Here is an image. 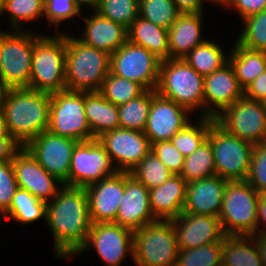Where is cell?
I'll return each instance as SVG.
<instances>
[{"instance_id":"obj_41","label":"cell","mask_w":266,"mask_h":266,"mask_svg":"<svg viewBox=\"0 0 266 266\" xmlns=\"http://www.w3.org/2000/svg\"><path fill=\"white\" fill-rule=\"evenodd\" d=\"M243 21L245 27L237 43L250 50L266 52V9Z\"/></svg>"},{"instance_id":"obj_26","label":"cell","mask_w":266,"mask_h":266,"mask_svg":"<svg viewBox=\"0 0 266 266\" xmlns=\"http://www.w3.org/2000/svg\"><path fill=\"white\" fill-rule=\"evenodd\" d=\"M202 13H181L168 30L170 58H183L202 44Z\"/></svg>"},{"instance_id":"obj_3","label":"cell","mask_w":266,"mask_h":266,"mask_svg":"<svg viewBox=\"0 0 266 266\" xmlns=\"http://www.w3.org/2000/svg\"><path fill=\"white\" fill-rule=\"evenodd\" d=\"M66 90L98 92L110 72V55L66 35Z\"/></svg>"},{"instance_id":"obj_20","label":"cell","mask_w":266,"mask_h":266,"mask_svg":"<svg viewBox=\"0 0 266 266\" xmlns=\"http://www.w3.org/2000/svg\"><path fill=\"white\" fill-rule=\"evenodd\" d=\"M157 221L152 213L149 189L124 172V195L120 202L115 223L132 231Z\"/></svg>"},{"instance_id":"obj_18","label":"cell","mask_w":266,"mask_h":266,"mask_svg":"<svg viewBox=\"0 0 266 266\" xmlns=\"http://www.w3.org/2000/svg\"><path fill=\"white\" fill-rule=\"evenodd\" d=\"M171 221L179 250L222 243L225 237L219 217L216 216L182 213Z\"/></svg>"},{"instance_id":"obj_2","label":"cell","mask_w":266,"mask_h":266,"mask_svg":"<svg viewBox=\"0 0 266 266\" xmlns=\"http://www.w3.org/2000/svg\"><path fill=\"white\" fill-rule=\"evenodd\" d=\"M51 94L11 88L3 105L9 135L22 147L49 128Z\"/></svg>"},{"instance_id":"obj_25","label":"cell","mask_w":266,"mask_h":266,"mask_svg":"<svg viewBox=\"0 0 266 266\" xmlns=\"http://www.w3.org/2000/svg\"><path fill=\"white\" fill-rule=\"evenodd\" d=\"M86 22L82 39L84 44L109 55L128 41L127 28L117 22L102 17L98 12L89 18L83 17Z\"/></svg>"},{"instance_id":"obj_48","label":"cell","mask_w":266,"mask_h":266,"mask_svg":"<svg viewBox=\"0 0 266 266\" xmlns=\"http://www.w3.org/2000/svg\"><path fill=\"white\" fill-rule=\"evenodd\" d=\"M244 96L261 102L266 98V70L244 90Z\"/></svg>"},{"instance_id":"obj_40","label":"cell","mask_w":266,"mask_h":266,"mask_svg":"<svg viewBox=\"0 0 266 266\" xmlns=\"http://www.w3.org/2000/svg\"><path fill=\"white\" fill-rule=\"evenodd\" d=\"M94 11L128 28L139 16V0H100Z\"/></svg>"},{"instance_id":"obj_27","label":"cell","mask_w":266,"mask_h":266,"mask_svg":"<svg viewBox=\"0 0 266 266\" xmlns=\"http://www.w3.org/2000/svg\"><path fill=\"white\" fill-rule=\"evenodd\" d=\"M85 114L88 126L97 139L102 134L120 128L118 105L98 92H85Z\"/></svg>"},{"instance_id":"obj_17","label":"cell","mask_w":266,"mask_h":266,"mask_svg":"<svg viewBox=\"0 0 266 266\" xmlns=\"http://www.w3.org/2000/svg\"><path fill=\"white\" fill-rule=\"evenodd\" d=\"M190 111L173 100L160 96L156 90H152V101L149 115L144 129L150 144L170 141L180 130L190 122L187 113Z\"/></svg>"},{"instance_id":"obj_50","label":"cell","mask_w":266,"mask_h":266,"mask_svg":"<svg viewBox=\"0 0 266 266\" xmlns=\"http://www.w3.org/2000/svg\"><path fill=\"white\" fill-rule=\"evenodd\" d=\"M204 0H173L180 13H202Z\"/></svg>"},{"instance_id":"obj_19","label":"cell","mask_w":266,"mask_h":266,"mask_svg":"<svg viewBox=\"0 0 266 266\" xmlns=\"http://www.w3.org/2000/svg\"><path fill=\"white\" fill-rule=\"evenodd\" d=\"M18 188L27 190L34 197L46 203L48 198H54L59 189L57 183L63 185L58 179L49 174L30 154L22 147L12 160Z\"/></svg>"},{"instance_id":"obj_13","label":"cell","mask_w":266,"mask_h":266,"mask_svg":"<svg viewBox=\"0 0 266 266\" xmlns=\"http://www.w3.org/2000/svg\"><path fill=\"white\" fill-rule=\"evenodd\" d=\"M112 164L98 139L79 142L71 157L68 186L85 188L99 182L117 172Z\"/></svg>"},{"instance_id":"obj_44","label":"cell","mask_w":266,"mask_h":266,"mask_svg":"<svg viewBox=\"0 0 266 266\" xmlns=\"http://www.w3.org/2000/svg\"><path fill=\"white\" fill-rule=\"evenodd\" d=\"M17 189L12 161H0V216L11 207Z\"/></svg>"},{"instance_id":"obj_54","label":"cell","mask_w":266,"mask_h":266,"mask_svg":"<svg viewBox=\"0 0 266 266\" xmlns=\"http://www.w3.org/2000/svg\"><path fill=\"white\" fill-rule=\"evenodd\" d=\"M2 136H10V135L7 128L4 112L2 109H0V137Z\"/></svg>"},{"instance_id":"obj_36","label":"cell","mask_w":266,"mask_h":266,"mask_svg":"<svg viewBox=\"0 0 266 266\" xmlns=\"http://www.w3.org/2000/svg\"><path fill=\"white\" fill-rule=\"evenodd\" d=\"M129 173L149 190L162 185L173 175L151 151Z\"/></svg>"},{"instance_id":"obj_55","label":"cell","mask_w":266,"mask_h":266,"mask_svg":"<svg viewBox=\"0 0 266 266\" xmlns=\"http://www.w3.org/2000/svg\"><path fill=\"white\" fill-rule=\"evenodd\" d=\"M76 5L81 9V6L84 4L85 5H90L92 6L95 10L98 8L100 0H74Z\"/></svg>"},{"instance_id":"obj_14","label":"cell","mask_w":266,"mask_h":266,"mask_svg":"<svg viewBox=\"0 0 266 266\" xmlns=\"http://www.w3.org/2000/svg\"><path fill=\"white\" fill-rule=\"evenodd\" d=\"M78 143L46 130L31 140L25 148L49 174L63 185H68L71 157Z\"/></svg>"},{"instance_id":"obj_57","label":"cell","mask_w":266,"mask_h":266,"mask_svg":"<svg viewBox=\"0 0 266 266\" xmlns=\"http://www.w3.org/2000/svg\"><path fill=\"white\" fill-rule=\"evenodd\" d=\"M210 1H213V2L215 1V2H217L219 4H221L223 0H210Z\"/></svg>"},{"instance_id":"obj_51","label":"cell","mask_w":266,"mask_h":266,"mask_svg":"<svg viewBox=\"0 0 266 266\" xmlns=\"http://www.w3.org/2000/svg\"><path fill=\"white\" fill-rule=\"evenodd\" d=\"M261 233H258L255 237V234L253 235V238L255 239V242L258 246V251L260 254V258L262 260L263 266H266V229H261Z\"/></svg>"},{"instance_id":"obj_34","label":"cell","mask_w":266,"mask_h":266,"mask_svg":"<svg viewBox=\"0 0 266 266\" xmlns=\"http://www.w3.org/2000/svg\"><path fill=\"white\" fill-rule=\"evenodd\" d=\"M47 203L37 199L27 190L18 188L13 196L11 207L3 214L20 223H32L46 218Z\"/></svg>"},{"instance_id":"obj_23","label":"cell","mask_w":266,"mask_h":266,"mask_svg":"<svg viewBox=\"0 0 266 266\" xmlns=\"http://www.w3.org/2000/svg\"><path fill=\"white\" fill-rule=\"evenodd\" d=\"M226 186L227 180L217 175L188 183L183 213L218 217Z\"/></svg>"},{"instance_id":"obj_52","label":"cell","mask_w":266,"mask_h":266,"mask_svg":"<svg viewBox=\"0 0 266 266\" xmlns=\"http://www.w3.org/2000/svg\"><path fill=\"white\" fill-rule=\"evenodd\" d=\"M258 223L266 224V193L261 194V197L258 202Z\"/></svg>"},{"instance_id":"obj_37","label":"cell","mask_w":266,"mask_h":266,"mask_svg":"<svg viewBox=\"0 0 266 266\" xmlns=\"http://www.w3.org/2000/svg\"><path fill=\"white\" fill-rule=\"evenodd\" d=\"M199 122L197 127L189 123L170 139L184 157L192 154L208 138L209 127L215 119L202 116Z\"/></svg>"},{"instance_id":"obj_5","label":"cell","mask_w":266,"mask_h":266,"mask_svg":"<svg viewBox=\"0 0 266 266\" xmlns=\"http://www.w3.org/2000/svg\"><path fill=\"white\" fill-rule=\"evenodd\" d=\"M156 92L190 112L204 109V77L183 58L161 60Z\"/></svg>"},{"instance_id":"obj_29","label":"cell","mask_w":266,"mask_h":266,"mask_svg":"<svg viewBox=\"0 0 266 266\" xmlns=\"http://www.w3.org/2000/svg\"><path fill=\"white\" fill-rule=\"evenodd\" d=\"M221 259L224 266H263L253 236L225 235Z\"/></svg>"},{"instance_id":"obj_10","label":"cell","mask_w":266,"mask_h":266,"mask_svg":"<svg viewBox=\"0 0 266 266\" xmlns=\"http://www.w3.org/2000/svg\"><path fill=\"white\" fill-rule=\"evenodd\" d=\"M15 31L0 32V79L10 88H29L33 44L40 35Z\"/></svg>"},{"instance_id":"obj_58","label":"cell","mask_w":266,"mask_h":266,"mask_svg":"<svg viewBox=\"0 0 266 266\" xmlns=\"http://www.w3.org/2000/svg\"><path fill=\"white\" fill-rule=\"evenodd\" d=\"M263 105H264V108L266 110V98L262 101Z\"/></svg>"},{"instance_id":"obj_6","label":"cell","mask_w":266,"mask_h":266,"mask_svg":"<svg viewBox=\"0 0 266 266\" xmlns=\"http://www.w3.org/2000/svg\"><path fill=\"white\" fill-rule=\"evenodd\" d=\"M260 197L246 180L227 181L218 216L225 235H256Z\"/></svg>"},{"instance_id":"obj_15","label":"cell","mask_w":266,"mask_h":266,"mask_svg":"<svg viewBox=\"0 0 266 266\" xmlns=\"http://www.w3.org/2000/svg\"><path fill=\"white\" fill-rule=\"evenodd\" d=\"M113 163H118L119 172H130L150 151L151 144L143 131L116 128L99 136Z\"/></svg>"},{"instance_id":"obj_24","label":"cell","mask_w":266,"mask_h":266,"mask_svg":"<svg viewBox=\"0 0 266 266\" xmlns=\"http://www.w3.org/2000/svg\"><path fill=\"white\" fill-rule=\"evenodd\" d=\"M187 181L173 174L162 185L149 190L150 206L157 220H172L183 213Z\"/></svg>"},{"instance_id":"obj_46","label":"cell","mask_w":266,"mask_h":266,"mask_svg":"<svg viewBox=\"0 0 266 266\" xmlns=\"http://www.w3.org/2000/svg\"><path fill=\"white\" fill-rule=\"evenodd\" d=\"M80 8L74 0H44V15L48 21L59 26L63 20L80 15Z\"/></svg>"},{"instance_id":"obj_31","label":"cell","mask_w":266,"mask_h":266,"mask_svg":"<svg viewBox=\"0 0 266 266\" xmlns=\"http://www.w3.org/2000/svg\"><path fill=\"white\" fill-rule=\"evenodd\" d=\"M183 59L203 77L228 63L221 47L208 40L192 49Z\"/></svg>"},{"instance_id":"obj_42","label":"cell","mask_w":266,"mask_h":266,"mask_svg":"<svg viewBox=\"0 0 266 266\" xmlns=\"http://www.w3.org/2000/svg\"><path fill=\"white\" fill-rule=\"evenodd\" d=\"M3 13L9 14L14 30H21V21H32L44 16V0H6L0 11V14Z\"/></svg>"},{"instance_id":"obj_9","label":"cell","mask_w":266,"mask_h":266,"mask_svg":"<svg viewBox=\"0 0 266 266\" xmlns=\"http://www.w3.org/2000/svg\"><path fill=\"white\" fill-rule=\"evenodd\" d=\"M84 104L85 92L63 90L52 93L48 130L78 142L94 140Z\"/></svg>"},{"instance_id":"obj_21","label":"cell","mask_w":266,"mask_h":266,"mask_svg":"<svg viewBox=\"0 0 266 266\" xmlns=\"http://www.w3.org/2000/svg\"><path fill=\"white\" fill-rule=\"evenodd\" d=\"M92 223L114 222L124 195V172L85 187Z\"/></svg>"},{"instance_id":"obj_56","label":"cell","mask_w":266,"mask_h":266,"mask_svg":"<svg viewBox=\"0 0 266 266\" xmlns=\"http://www.w3.org/2000/svg\"><path fill=\"white\" fill-rule=\"evenodd\" d=\"M6 0H0V11L3 9Z\"/></svg>"},{"instance_id":"obj_12","label":"cell","mask_w":266,"mask_h":266,"mask_svg":"<svg viewBox=\"0 0 266 266\" xmlns=\"http://www.w3.org/2000/svg\"><path fill=\"white\" fill-rule=\"evenodd\" d=\"M161 59L142 46L127 41L110 55V72L137 82L145 90H156Z\"/></svg>"},{"instance_id":"obj_7","label":"cell","mask_w":266,"mask_h":266,"mask_svg":"<svg viewBox=\"0 0 266 266\" xmlns=\"http://www.w3.org/2000/svg\"><path fill=\"white\" fill-rule=\"evenodd\" d=\"M178 252L171 220H157L133 231L132 259L136 266H175Z\"/></svg>"},{"instance_id":"obj_8","label":"cell","mask_w":266,"mask_h":266,"mask_svg":"<svg viewBox=\"0 0 266 266\" xmlns=\"http://www.w3.org/2000/svg\"><path fill=\"white\" fill-rule=\"evenodd\" d=\"M214 154L216 175L227 181L245 180L254 144L227 133L214 122L208 138Z\"/></svg>"},{"instance_id":"obj_38","label":"cell","mask_w":266,"mask_h":266,"mask_svg":"<svg viewBox=\"0 0 266 266\" xmlns=\"http://www.w3.org/2000/svg\"><path fill=\"white\" fill-rule=\"evenodd\" d=\"M181 13L173 0H139V16L169 30Z\"/></svg>"},{"instance_id":"obj_16","label":"cell","mask_w":266,"mask_h":266,"mask_svg":"<svg viewBox=\"0 0 266 266\" xmlns=\"http://www.w3.org/2000/svg\"><path fill=\"white\" fill-rule=\"evenodd\" d=\"M93 245L109 266H118L127 252L133 256V231L115 222L92 223L84 251Z\"/></svg>"},{"instance_id":"obj_35","label":"cell","mask_w":266,"mask_h":266,"mask_svg":"<svg viewBox=\"0 0 266 266\" xmlns=\"http://www.w3.org/2000/svg\"><path fill=\"white\" fill-rule=\"evenodd\" d=\"M144 91L145 89L137 82L109 72L99 92L106 100L119 106L140 96Z\"/></svg>"},{"instance_id":"obj_45","label":"cell","mask_w":266,"mask_h":266,"mask_svg":"<svg viewBox=\"0 0 266 266\" xmlns=\"http://www.w3.org/2000/svg\"><path fill=\"white\" fill-rule=\"evenodd\" d=\"M151 152L161 160L173 174L181 173L185 157L171 141H161L151 144Z\"/></svg>"},{"instance_id":"obj_22","label":"cell","mask_w":266,"mask_h":266,"mask_svg":"<svg viewBox=\"0 0 266 266\" xmlns=\"http://www.w3.org/2000/svg\"><path fill=\"white\" fill-rule=\"evenodd\" d=\"M243 96L244 89L240 86L234 69L228 62L221 69L204 77L205 110H203V117L215 118L220 114V111L222 112L225 108L231 106ZM208 103L215 107H209L210 104Z\"/></svg>"},{"instance_id":"obj_33","label":"cell","mask_w":266,"mask_h":266,"mask_svg":"<svg viewBox=\"0 0 266 266\" xmlns=\"http://www.w3.org/2000/svg\"><path fill=\"white\" fill-rule=\"evenodd\" d=\"M152 101V90L118 106L120 128L143 131L146 127Z\"/></svg>"},{"instance_id":"obj_11","label":"cell","mask_w":266,"mask_h":266,"mask_svg":"<svg viewBox=\"0 0 266 266\" xmlns=\"http://www.w3.org/2000/svg\"><path fill=\"white\" fill-rule=\"evenodd\" d=\"M214 119L227 133L241 140L252 144L266 141V110L261 101L243 96Z\"/></svg>"},{"instance_id":"obj_39","label":"cell","mask_w":266,"mask_h":266,"mask_svg":"<svg viewBox=\"0 0 266 266\" xmlns=\"http://www.w3.org/2000/svg\"><path fill=\"white\" fill-rule=\"evenodd\" d=\"M222 243H212L179 250L175 266H219L222 264Z\"/></svg>"},{"instance_id":"obj_43","label":"cell","mask_w":266,"mask_h":266,"mask_svg":"<svg viewBox=\"0 0 266 266\" xmlns=\"http://www.w3.org/2000/svg\"><path fill=\"white\" fill-rule=\"evenodd\" d=\"M261 195L266 193V141L254 144L245 179Z\"/></svg>"},{"instance_id":"obj_1","label":"cell","mask_w":266,"mask_h":266,"mask_svg":"<svg viewBox=\"0 0 266 266\" xmlns=\"http://www.w3.org/2000/svg\"><path fill=\"white\" fill-rule=\"evenodd\" d=\"M47 203L46 222L54 236L59 257L78 254L85 245L92 222L85 188L63 185Z\"/></svg>"},{"instance_id":"obj_49","label":"cell","mask_w":266,"mask_h":266,"mask_svg":"<svg viewBox=\"0 0 266 266\" xmlns=\"http://www.w3.org/2000/svg\"><path fill=\"white\" fill-rule=\"evenodd\" d=\"M22 146L11 136L0 137V161H12Z\"/></svg>"},{"instance_id":"obj_30","label":"cell","mask_w":266,"mask_h":266,"mask_svg":"<svg viewBox=\"0 0 266 266\" xmlns=\"http://www.w3.org/2000/svg\"><path fill=\"white\" fill-rule=\"evenodd\" d=\"M228 62L233 67L240 86L245 90L266 70V52L247 49L235 44Z\"/></svg>"},{"instance_id":"obj_4","label":"cell","mask_w":266,"mask_h":266,"mask_svg":"<svg viewBox=\"0 0 266 266\" xmlns=\"http://www.w3.org/2000/svg\"><path fill=\"white\" fill-rule=\"evenodd\" d=\"M66 34L40 35L33 44L29 88L54 93L66 90Z\"/></svg>"},{"instance_id":"obj_47","label":"cell","mask_w":266,"mask_h":266,"mask_svg":"<svg viewBox=\"0 0 266 266\" xmlns=\"http://www.w3.org/2000/svg\"><path fill=\"white\" fill-rule=\"evenodd\" d=\"M221 5L234 7L242 20L266 9V0H223Z\"/></svg>"},{"instance_id":"obj_28","label":"cell","mask_w":266,"mask_h":266,"mask_svg":"<svg viewBox=\"0 0 266 266\" xmlns=\"http://www.w3.org/2000/svg\"><path fill=\"white\" fill-rule=\"evenodd\" d=\"M128 41L142 46L159 59L170 58L168 30L138 16L127 28Z\"/></svg>"},{"instance_id":"obj_53","label":"cell","mask_w":266,"mask_h":266,"mask_svg":"<svg viewBox=\"0 0 266 266\" xmlns=\"http://www.w3.org/2000/svg\"><path fill=\"white\" fill-rule=\"evenodd\" d=\"M10 89L11 88L0 79V109H3V105Z\"/></svg>"},{"instance_id":"obj_32","label":"cell","mask_w":266,"mask_h":266,"mask_svg":"<svg viewBox=\"0 0 266 266\" xmlns=\"http://www.w3.org/2000/svg\"><path fill=\"white\" fill-rule=\"evenodd\" d=\"M180 175L187 183L216 175L214 154L208 139L192 154L185 157Z\"/></svg>"}]
</instances>
